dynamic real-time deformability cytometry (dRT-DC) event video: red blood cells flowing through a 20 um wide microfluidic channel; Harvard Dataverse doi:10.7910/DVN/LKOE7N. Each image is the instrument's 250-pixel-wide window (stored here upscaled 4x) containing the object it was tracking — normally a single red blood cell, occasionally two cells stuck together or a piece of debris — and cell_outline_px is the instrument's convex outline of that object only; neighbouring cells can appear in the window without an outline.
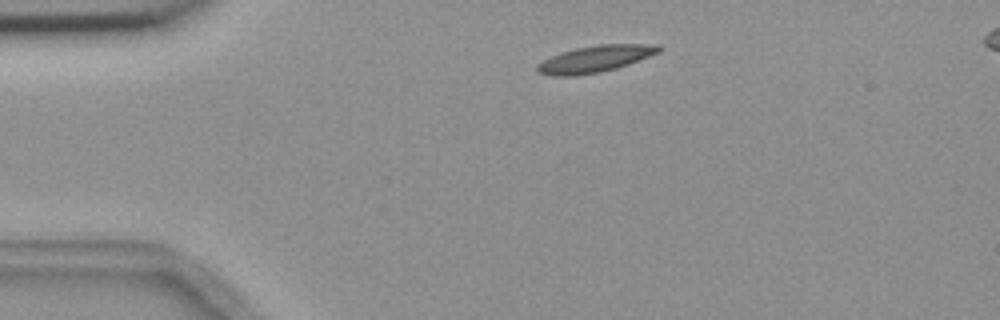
{"species": "common noctule bat (a hibernating species)", "species_latin": "Nyctalus noctula", "temperature_condition": "room temperature", "stored_images_in_passage": 4, "camera_frame_rate_fps": 3000, "um_per_image_px": 0.085, "animal": {"sex": "female", "body_mass_g": 18.4}, "frame": {"image": 1, "passage_image": 1, "time_ms": 0.0, "image_size_px": [1000, 320], "cell_outline_px": [[664, 48], [660, 52], [628, 64], [616, 68], [600, 72], [572, 76], [552, 76], [536, 72], [536, 64], [560, 52], [576, 48], [596, 44], [660, 44]], "centroid_in_image_um": [50.59, 5.0], "position_along_channel_um": 34.4, "area_um2": 19.02}}
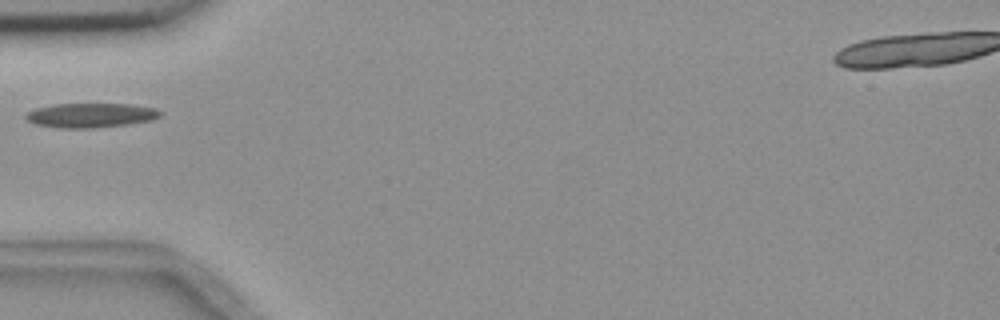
{"frame": {"image": 2, "passage_image": 3, "time_ms": 2.333, "image_size_px": [1000, 320], "cell_outline_px": [[160, 116], [152, 120], [128, 124], [96, 128], [56, 128], [36, 124], [28, 120], [24, 116], [28, 112], [36, 108], [52, 104], [128, 104], [156, 108], [160, 112]], "centroid_in_image_um": [7.7, 9.8], "position_along_channel_um": 77.3, "area_um2": 19.13}}